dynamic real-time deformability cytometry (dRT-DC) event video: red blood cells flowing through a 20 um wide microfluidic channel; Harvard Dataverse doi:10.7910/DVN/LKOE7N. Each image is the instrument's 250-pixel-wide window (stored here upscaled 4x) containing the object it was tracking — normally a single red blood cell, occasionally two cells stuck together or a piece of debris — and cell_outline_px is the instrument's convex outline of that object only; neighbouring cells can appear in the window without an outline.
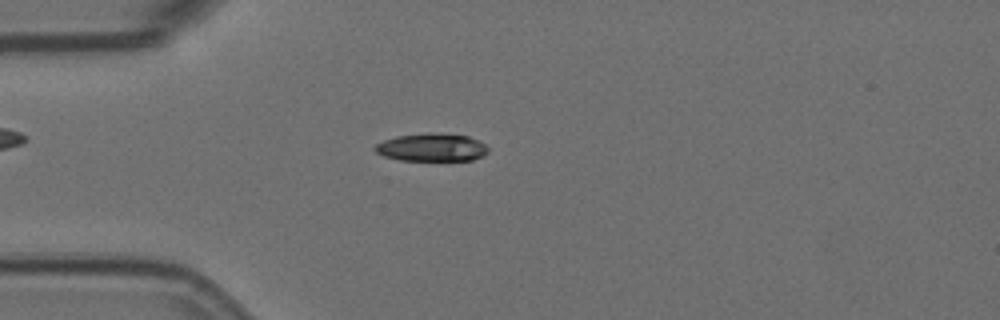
{"species": "Egyptian fruit bat (a non-hibernating species)", "species_latin": "Rousettus aegyptiacus", "temperature_condition": "room temperature", "stored_images_in_passage": 56, "camera_frame_rate_fps": 3000, "um_per_image_px": 0.085, "animal": {"sex": "female"}, "frame": {"image": 1, "passage_image": 15, "time_ms": 4.667, "image_size_px": [1000, 320], "cell_outline_px": [[488, 152], [484, 156], [472, 160], [400, 160], [384, 156], [376, 152], [372, 148], [376, 144], [384, 140], [396, 136], [468, 136], [484, 144], [488, 148]], "centroid_in_image_um": [36.68, 12.59], "position_along_channel_um": 48.3, "area_um2": 17.34}}
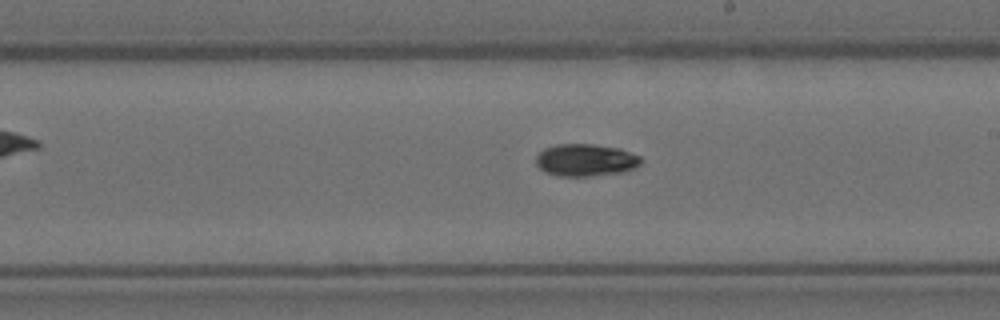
{"frame": {"image": 2, "passage_image": 32, "time_ms": 10.333, "image_size_px": [1000, 320], "cell_outline_px": [[644, 160], [636, 168], [624, 172], [592, 176], [556, 176], [544, 172], [536, 164], [536, 156], [544, 148], [556, 144], [592, 144], [620, 148], [640, 156]], "centroid_in_image_um": [49.8, 13.61], "position_along_channel_um": 239.2, "area_um2": 20.06}}
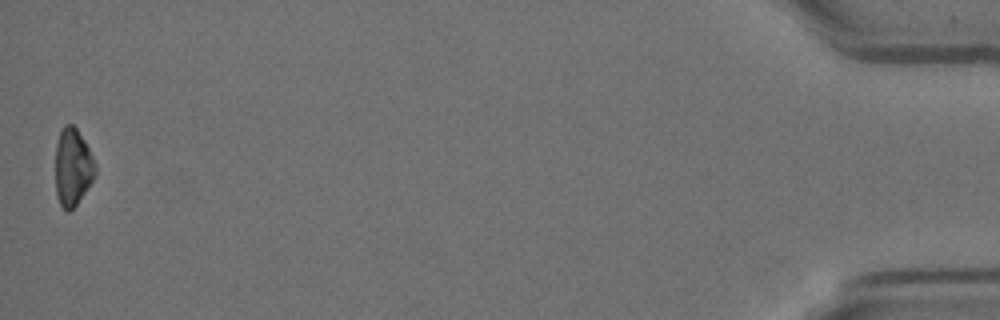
{"frame": {"image": 3, "passage_image": 56, "time_ms": 18.333, "image_size_px": [1000, 320], "cell_outline_px": [[96, 176], [76, 204], [68, 212], [60, 204], [56, 196], [56, 144], [60, 132], [64, 124], [72, 124], [76, 128], [84, 140], [96, 164]], "centroid_in_image_um": [6.18, 14.2], "position_along_channel_um": 429.0, "area_um2": 17.86}, "authors_computed_cell_mechanics": {"area_um2": 18.8139, "velocity_mm_per_s": 3.5788, "shape_relaxation_time_tau1_ms": 5.5668, "shape_relaxation_time_tau2_ms": null, "deformation_change_tau1": 0.1363, "deformation_change_tau2": null}}